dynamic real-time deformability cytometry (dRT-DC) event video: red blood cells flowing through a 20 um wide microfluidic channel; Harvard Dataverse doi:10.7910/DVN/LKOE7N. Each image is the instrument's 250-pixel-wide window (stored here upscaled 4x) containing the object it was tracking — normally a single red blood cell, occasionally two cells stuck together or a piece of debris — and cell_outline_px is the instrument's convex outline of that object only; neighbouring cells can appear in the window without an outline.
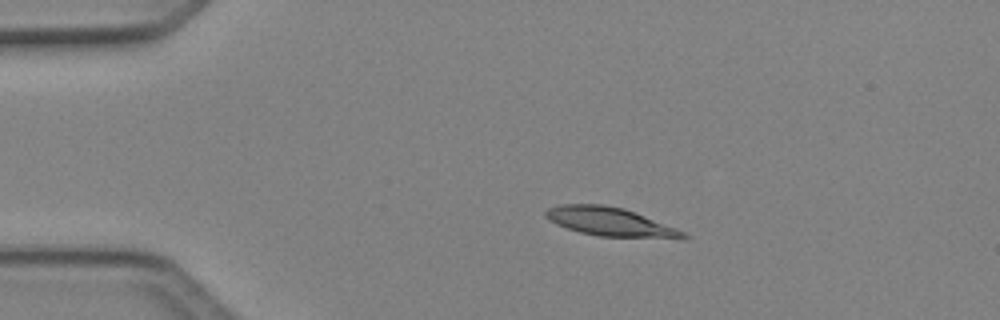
{"species": "Egyptian fruit bat (a non-hibernating species)", "species_latin": "Rousettus aegyptiacus", "temperature_condition": "cold", "stored_images_in_passage": 4, "camera_frame_rate_fps": 3000, "um_per_image_px": 0.085, "animal": {"sex": "female"}, "frame": {"image": 1, "passage_image": 3, "time_ms": 0.667, "image_size_px": [1000, 320], "cell_outline_px": [[688, 240], [680, 240], [600, 236], [580, 232], [556, 224], [544, 216], [544, 212], [548, 208], [560, 204], [604, 204], [624, 208], [676, 228], [684, 232], [688, 236]], "centroid_in_image_um": [51.94, 18.88], "position_along_channel_um": 33.1, "area_um2": 23.35}}